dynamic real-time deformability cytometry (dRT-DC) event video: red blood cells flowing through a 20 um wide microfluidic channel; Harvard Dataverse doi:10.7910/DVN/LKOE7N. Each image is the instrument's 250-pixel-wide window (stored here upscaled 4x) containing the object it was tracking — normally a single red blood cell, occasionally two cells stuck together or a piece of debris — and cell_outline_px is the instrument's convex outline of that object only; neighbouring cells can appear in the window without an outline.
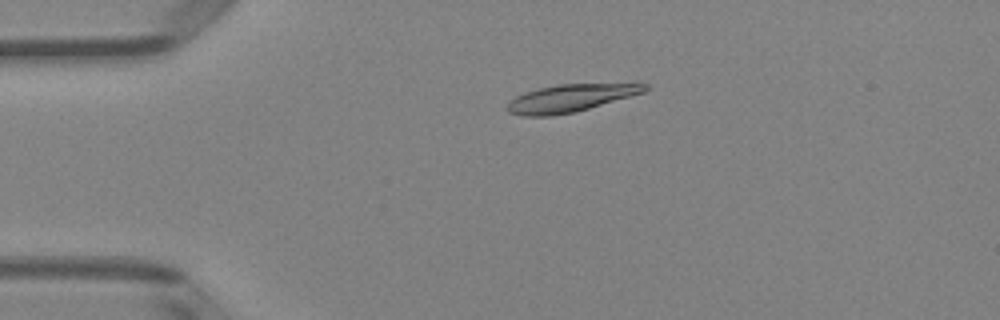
{"species": "Egyptian fruit bat (a non-hibernating species)", "species_latin": "Rousettus aegyptiacus", "temperature_condition": "room temperature", "stored_images_in_passage": 50, "camera_frame_rate_fps": 3000, "um_per_image_px": 0.085, "animal": {"sex": "female"}, "frame": {"image": 1, "passage_image": 11, "time_ms": 3.333, "image_size_px": [1000, 320], "cell_outline_px": [[648, 88], [644, 92], [576, 112], [552, 116], [520, 116], [508, 112], [508, 104], [516, 96], [540, 88], [560, 84], [648, 84]], "centroid_in_image_um": [48.46, 8.36], "position_along_channel_um": 36.5, "area_um2": 21.62}}
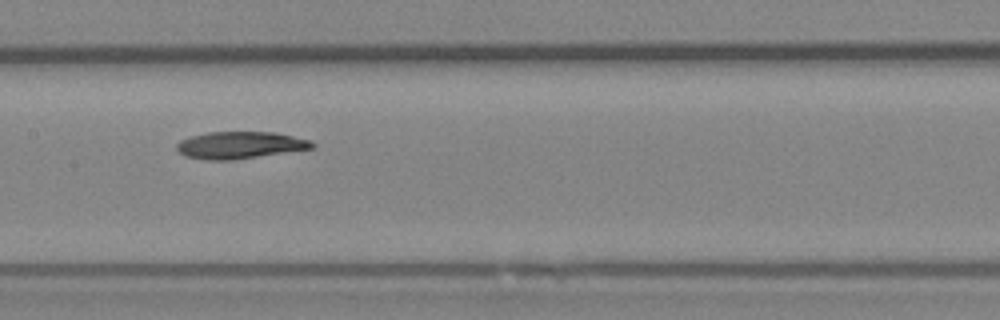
{"frame": {"image": 2, "passage_image": 25, "time_ms": 8.0, "image_size_px": [1000, 320], "cell_outline_px": [[316, 144], [312, 148], [232, 160], [208, 160], [184, 156], [176, 148], [176, 144], [180, 140], [192, 136], [208, 132], [272, 132], [312, 140]], "centroid_in_image_um": [20.38, 12.33], "position_along_channel_um": 187.0, "area_um2": 21.15}}
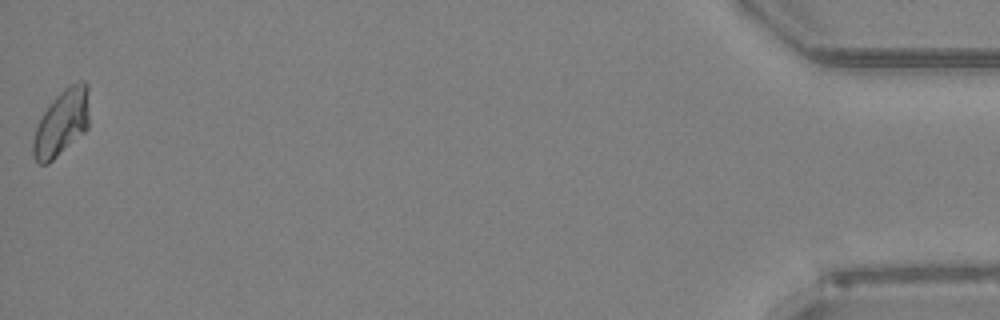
{"frame": {"image": 3, "passage_image": 50, "time_ms": 16.333, "image_size_px": [1000, 320], "cell_outline_px": [[88, 128], [84, 132], [48, 164], [40, 164], [36, 160], [32, 152], [32, 140], [36, 128], [44, 112], [52, 100], [68, 84], [80, 80], [84, 80], [88, 84]], "centroid_in_image_um": [5.24, 10.4], "position_along_channel_um": 430.0, "area_um2": 21.56}}